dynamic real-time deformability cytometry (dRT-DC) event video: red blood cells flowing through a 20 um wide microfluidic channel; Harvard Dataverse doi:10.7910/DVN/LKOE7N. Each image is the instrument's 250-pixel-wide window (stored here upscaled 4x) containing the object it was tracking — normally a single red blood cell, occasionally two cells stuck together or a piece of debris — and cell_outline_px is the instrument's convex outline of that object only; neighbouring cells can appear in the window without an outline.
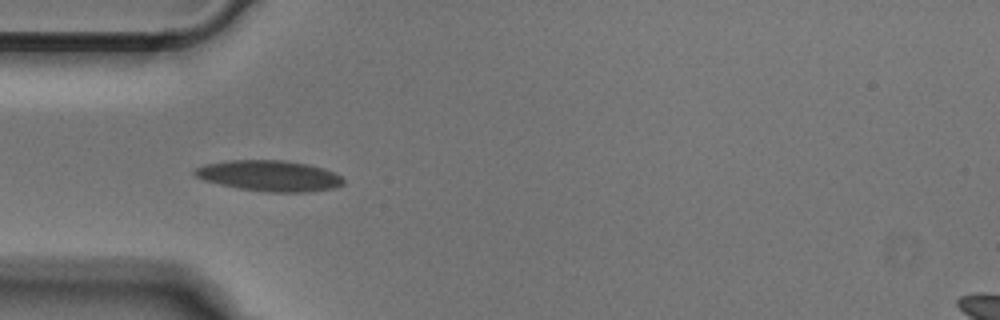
{"species": "Egyptian fruit bat (a non-hibernating species)", "species_latin": "Rousettus aegyptiacus", "temperature_condition": "cold", "stored_images_in_passage": 33, "camera_frame_rate_fps": 3000, "um_per_image_px": 0.085, "animal": {"sex": "male"}, "frame": {"image": 1, "passage_image": 1, "time_ms": 0.0, "image_size_px": [1000, 320], "cell_outline_px": [[344, 184], [332, 188], [308, 192], [268, 192], [240, 188], [220, 184], [204, 180], [196, 176], [192, 172], [196, 168], [204, 164], [228, 160], [284, 160], [308, 164], [324, 168], [340, 176], [344, 180]], "centroid_in_image_um": [22.89, 14.93], "position_along_channel_um": 62.1, "area_um2": 26.59}}
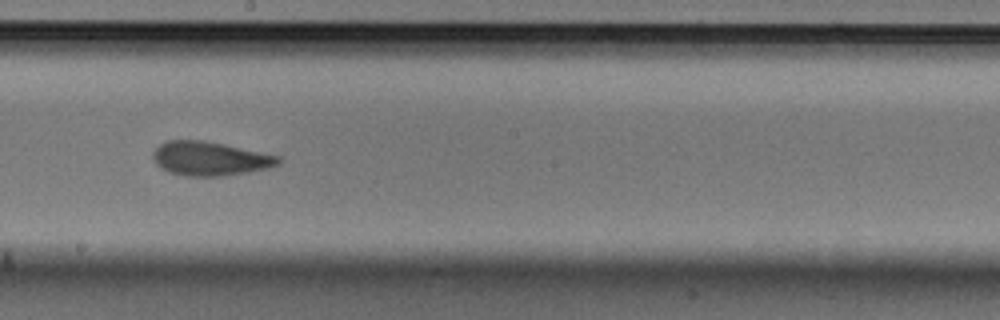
{"frame": {"image": 2, "passage_image": 14, "time_ms": 4.333, "image_size_px": [1000, 320], "cell_outline_px": [[280, 164], [268, 168], [248, 172], [224, 176], [184, 176], [168, 172], [160, 168], [156, 164], [152, 156], [152, 152], [160, 144], [168, 140], [204, 140], [224, 144], [280, 156]], "centroid_in_image_um": [17.82, 13.48], "position_along_channel_um": 230.4, "area_um2": 24.97}}
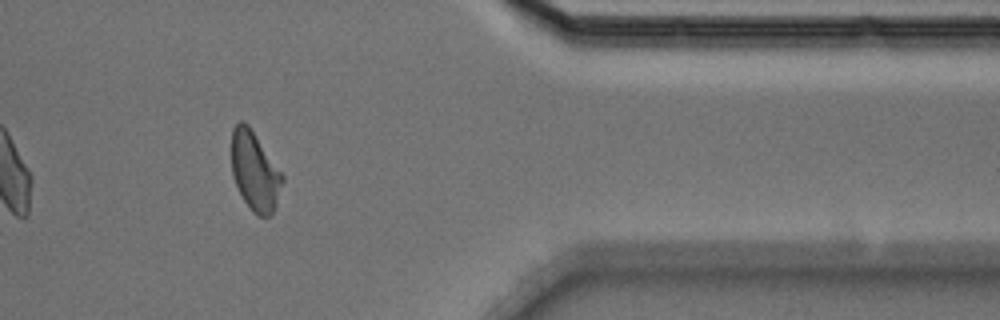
{"frame": {"image": 3, "passage_image": 28, "time_ms": 9.0, "image_size_px": [1000, 320], "cell_outline_px": [[284, 180], [276, 204], [272, 212], [268, 216], [260, 216], [252, 212], [244, 200], [232, 176], [232, 128], [240, 120], [244, 120], [248, 124], [284, 176]], "centroid_in_image_um": [21.65, 14.54], "position_along_channel_um": 389.7, "area_um2": 23.18}}